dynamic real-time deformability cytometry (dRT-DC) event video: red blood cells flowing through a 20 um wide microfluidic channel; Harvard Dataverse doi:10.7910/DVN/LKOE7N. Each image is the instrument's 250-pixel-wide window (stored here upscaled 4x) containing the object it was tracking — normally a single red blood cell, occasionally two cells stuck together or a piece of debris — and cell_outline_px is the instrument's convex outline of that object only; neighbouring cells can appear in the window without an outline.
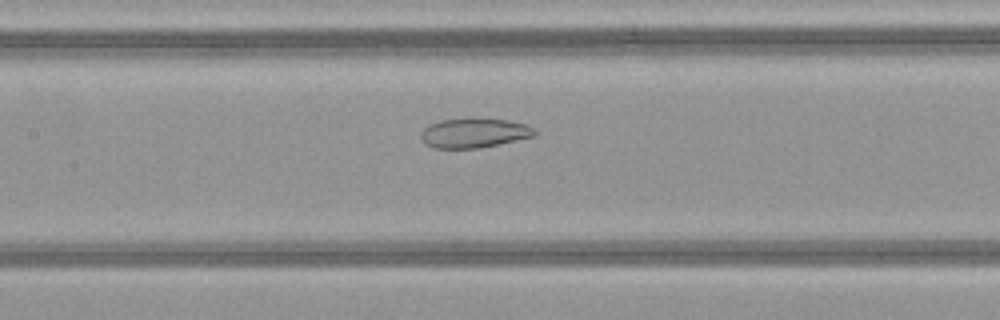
{"species": "common noctule bat (a hibernating species)", "species_latin": "Nyctalus noctula", "temperature_condition": "warm", "stored_images_in_passage": 30, "camera_frame_rate_fps": 3000, "um_per_image_px": 0.085, "animal": {"sex": "female", "body_mass_g": 21.9}, "frame": {"image": 1, "passage_image": 10, "time_ms": 3.0, "image_size_px": [1000, 320], "cell_outline_px": [[540, 132], [536, 136], [476, 148], [432, 148], [420, 136], [420, 132], [428, 124], [440, 120], [468, 116], [472, 116], [508, 120], [528, 124], [536, 128]], "centroid_in_image_um": [40.35, 11.25], "position_along_channel_um": 167.1, "area_um2": 20.23}}
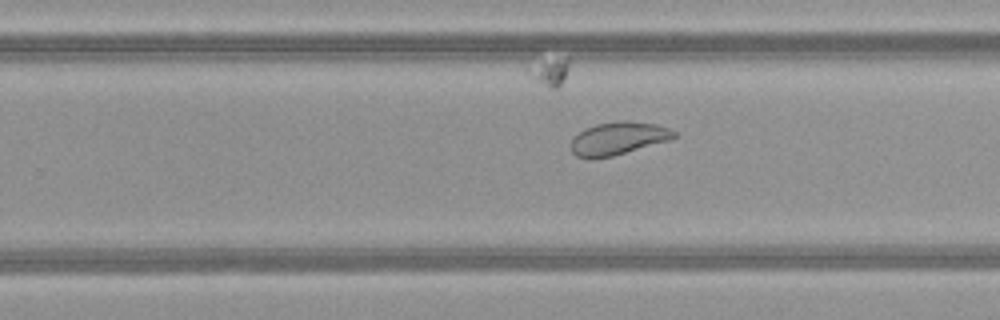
{"frame": {"image": 2, "passage_image": 18, "time_ms": 5.667, "image_size_px": [1000, 320], "cell_outline_px": [[676, 136], [672, 140], [612, 156], [592, 160], [576, 156], [572, 152], [572, 140], [584, 128], [596, 124], [620, 120], [624, 120], [656, 124], [668, 128], [676, 132]], "centroid_in_image_um": [52.56, 11.77], "position_along_channel_um": 277.2, "area_um2": 19.88}}
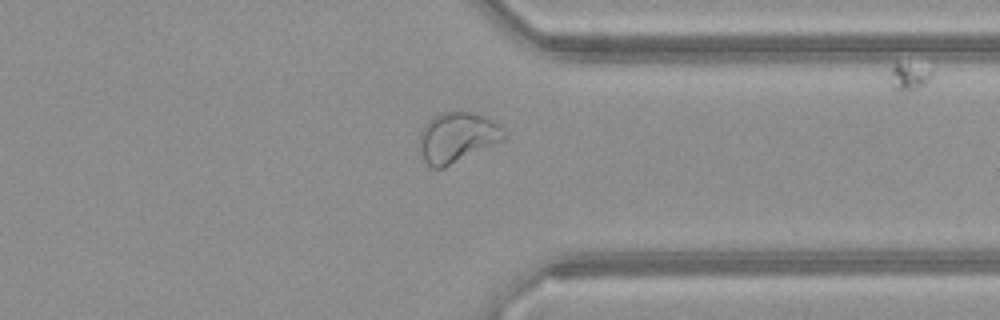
{"frame": {"image": 3, "passage_image": 25, "time_ms": 8.0, "image_size_px": [1000, 320], "cell_outline_px": [[508, 136], [504, 140], [444, 168], [432, 168], [420, 156], [420, 132], [424, 124], [432, 116], [440, 112], [456, 108], [488, 116], [500, 124], [508, 132]], "centroid_in_image_um": [38.9, 11.61], "position_along_channel_um": 372.5, "area_um2": 25.72}}